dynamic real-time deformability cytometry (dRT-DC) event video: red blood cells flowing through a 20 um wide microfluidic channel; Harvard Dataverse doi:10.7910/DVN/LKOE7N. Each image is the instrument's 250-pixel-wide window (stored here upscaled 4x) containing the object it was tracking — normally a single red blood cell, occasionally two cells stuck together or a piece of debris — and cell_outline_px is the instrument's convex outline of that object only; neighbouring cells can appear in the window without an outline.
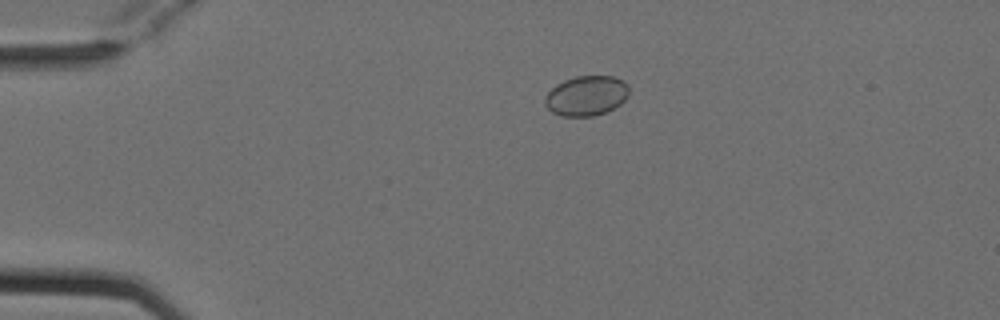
{"species": "Egyptian fruit bat (a non-hibernating species)", "species_latin": "Rousettus aegyptiacus", "temperature_condition": "cold", "stored_images_in_passage": 5, "camera_frame_rate_fps": 3000, "um_per_image_px": 0.085, "animal": {"sex": "female"}, "frame": {"image": 1, "passage_image": 3, "time_ms": 0.667, "image_size_px": [1000, 320], "cell_outline_px": [[628, 96], [620, 104], [604, 112], [592, 116], [560, 116], [552, 112], [544, 104], [544, 96], [556, 84], [564, 80], [576, 76], [612, 76], [624, 80], [628, 84]], "centroid_in_image_um": [49.82, 8.13], "position_along_channel_um": 35.2, "area_um2": 19.59}}
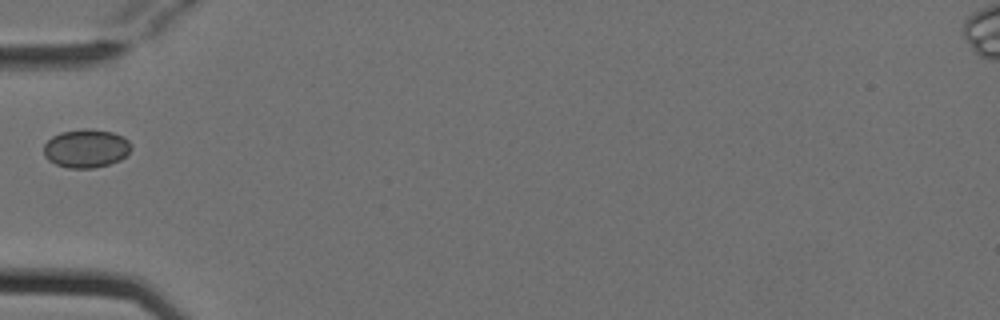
{"frame": {"image": 2, "passage_image": 5, "time_ms": 1.333, "image_size_px": [1000, 320], "cell_outline_px": [[132, 148], [120, 160], [108, 164], [92, 168], [68, 168], [56, 164], [48, 160], [44, 156], [44, 144], [52, 136], [60, 132], [84, 128], [88, 128], [112, 132], [124, 136], [132, 144]], "centroid_in_image_um": [7.32, 12.6], "position_along_channel_um": 77.7, "area_um2": 19.71}}